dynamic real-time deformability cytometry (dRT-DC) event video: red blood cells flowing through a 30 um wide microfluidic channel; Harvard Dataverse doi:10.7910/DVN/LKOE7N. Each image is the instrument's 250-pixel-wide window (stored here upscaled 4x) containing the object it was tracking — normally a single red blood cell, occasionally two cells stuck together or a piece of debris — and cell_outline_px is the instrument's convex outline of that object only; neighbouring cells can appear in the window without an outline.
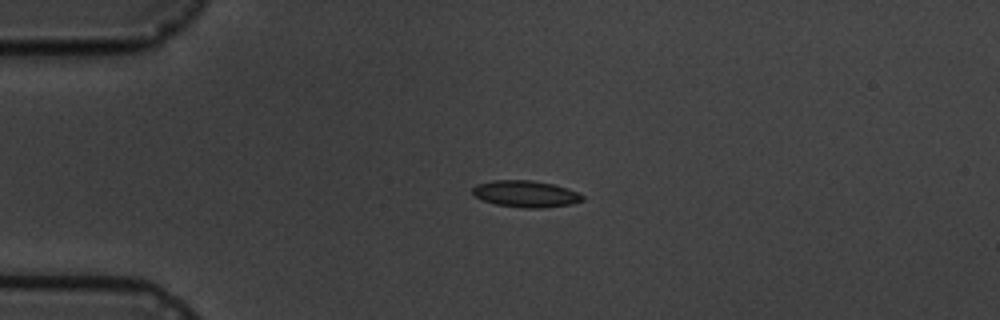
{"species": "common noctule bat (a hibernating species)", "species_latin": "Nyctalus noctula", "temperature_condition": "cold", "stored_images_in_passage": 5, "camera_frame_rate_fps": 3000, "um_per_image_px": 0.085, "animal": {"sex": "male", "body_mass_g": 19.5, "forearm_length_mm": 54.6}, "frame": {"image": 1, "passage_image": 3, "time_ms": 2.333, "image_size_px": [1000, 320], "cell_outline_px": [[584, 200], [572, 204], [540, 208], [524, 208], [496, 204], [484, 200], [476, 196], [472, 192], [472, 188], [476, 184], [492, 180], [532, 180], [552, 184], [580, 192], [584, 196]], "centroid_in_image_um": [44.71, 16.47], "position_along_channel_um": 40.3, "area_um2": 17.05}}